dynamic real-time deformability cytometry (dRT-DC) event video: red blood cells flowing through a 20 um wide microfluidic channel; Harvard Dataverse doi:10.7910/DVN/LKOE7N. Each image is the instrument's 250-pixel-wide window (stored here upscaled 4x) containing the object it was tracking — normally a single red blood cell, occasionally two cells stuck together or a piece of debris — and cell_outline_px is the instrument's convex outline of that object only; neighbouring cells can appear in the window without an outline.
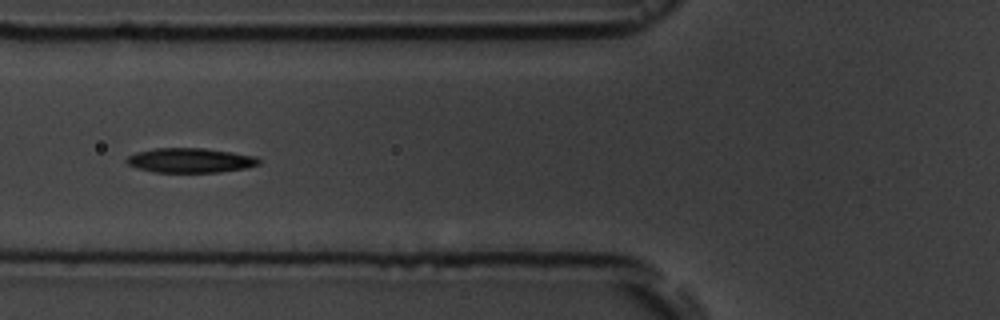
{"species": "common noctule bat (a hibernating species)", "species_latin": "Nyctalus noctula", "temperature_condition": "room temperature", "stored_images_in_passage": 9, "camera_frame_rate_fps": 3000, "um_per_image_px": 0.085, "animal": {"sex": "male", "body_mass_g": 19.5, "forearm_length_mm": 54.6}, "frame": {"image": 1, "passage_image": 7, "time_ms": 6.667, "image_size_px": [1000, 320], "cell_outline_px": [[260, 164], [248, 168], [220, 172], [152, 172], [136, 168], [128, 164], [124, 160], [128, 156], [136, 152], [156, 148], [204, 148], [232, 152], [256, 156], [260, 160]], "centroid_in_image_um": [16.18, 13.63], "position_along_channel_um": 109.6, "area_um2": 19.13}}
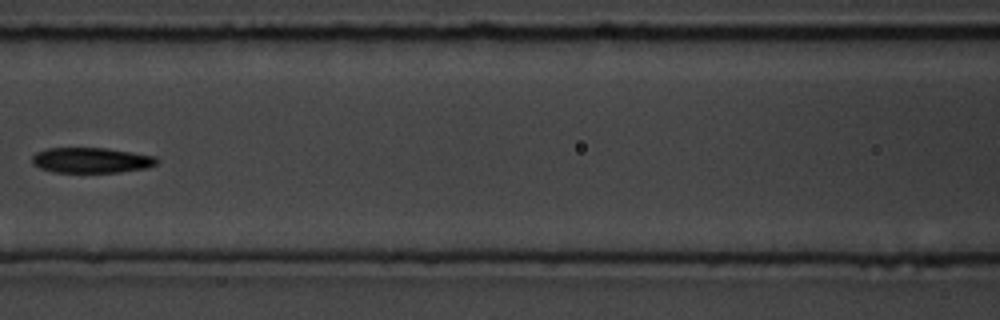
{"frame": {"image": 2, "passage_image": 8, "time_ms": 8.0, "image_size_px": [1000, 320], "cell_outline_px": [[160, 160], [156, 164], [148, 168], [120, 172], [52, 172], [40, 168], [32, 164], [32, 156], [36, 152], [48, 148], [104, 148], [132, 152], [156, 156]], "centroid_in_image_um": [7.77, 13.62], "position_along_channel_um": 158.8, "area_um2": 18.55}}
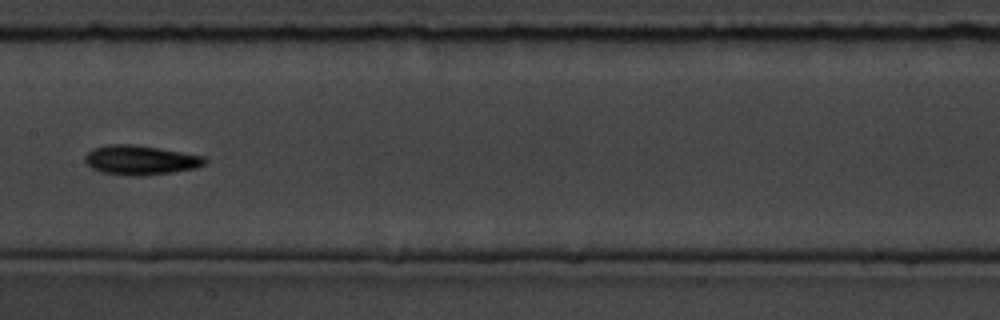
{"frame": {"image": 3, "passage_image": 9, "time_ms": 9.0, "image_size_px": [1000, 320], "cell_outline_px": [[208, 160], [204, 164], [196, 168], [172, 172], [140, 176], [128, 176], [100, 172], [92, 168], [84, 160], [84, 156], [92, 148], [108, 144], [136, 144], [204, 156]], "centroid_in_image_um": [11.91, 13.6], "position_along_channel_um": 195.5, "area_um2": 20.69}}